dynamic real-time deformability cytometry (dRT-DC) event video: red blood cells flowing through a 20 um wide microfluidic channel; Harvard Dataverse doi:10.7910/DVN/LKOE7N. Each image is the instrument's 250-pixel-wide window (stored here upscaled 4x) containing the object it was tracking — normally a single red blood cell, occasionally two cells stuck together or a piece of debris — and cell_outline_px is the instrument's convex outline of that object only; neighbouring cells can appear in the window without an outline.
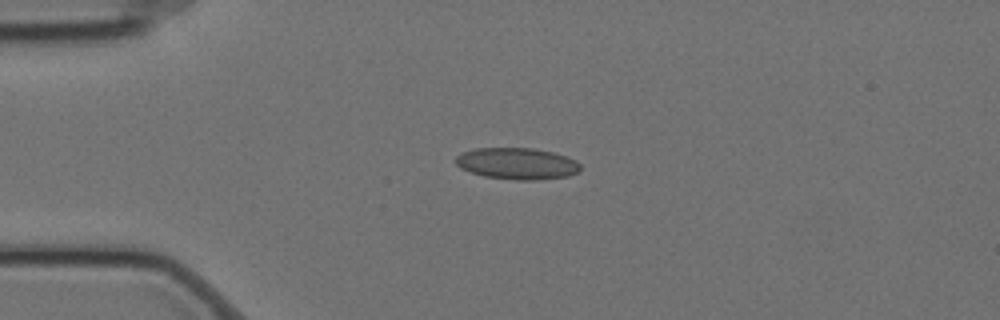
{"species": "Egyptian fruit bat (a non-hibernating species)", "species_latin": "Rousettus aegyptiacus", "temperature_condition": "cold", "stored_images_in_passage": 9, "camera_frame_rate_fps": 3000, "um_per_image_px": 0.085, "animal": {"sex": "female"}, "frame": {"image": 1, "passage_image": 1, "time_ms": 0.0, "image_size_px": [1000, 320], "cell_outline_px": [[580, 172], [568, 176], [536, 180], [516, 180], [484, 176], [460, 168], [456, 164], [456, 156], [460, 152], [476, 148], [532, 148], [552, 152], [568, 156], [576, 160], [580, 164]], "centroid_in_image_um": [43.97, 13.9], "position_along_channel_um": 41.0, "area_um2": 23.06}}
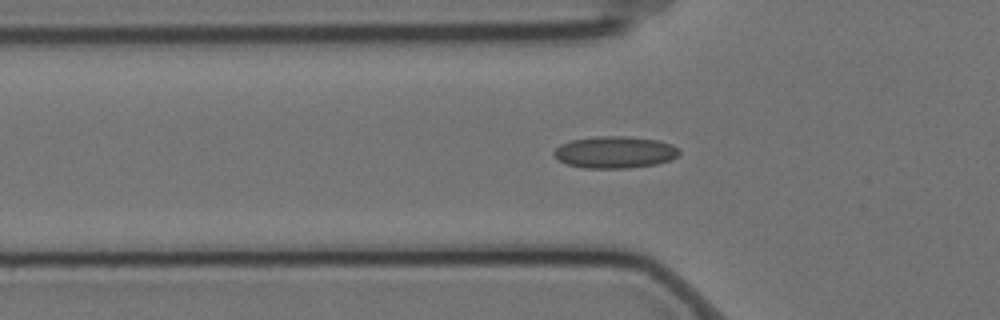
{"frame": {"image": 2, "passage_image": 6, "time_ms": 1.667, "image_size_px": [1000, 320], "cell_outline_px": [[680, 152], [672, 160], [656, 164], [628, 168], [584, 168], [568, 164], [560, 160], [552, 152], [560, 144], [572, 140], [596, 136], [624, 136], [656, 140], [672, 144], [680, 148]], "centroid_in_image_um": [52.29, 12.94], "position_along_channel_um": 73.5, "area_um2": 23.24}}